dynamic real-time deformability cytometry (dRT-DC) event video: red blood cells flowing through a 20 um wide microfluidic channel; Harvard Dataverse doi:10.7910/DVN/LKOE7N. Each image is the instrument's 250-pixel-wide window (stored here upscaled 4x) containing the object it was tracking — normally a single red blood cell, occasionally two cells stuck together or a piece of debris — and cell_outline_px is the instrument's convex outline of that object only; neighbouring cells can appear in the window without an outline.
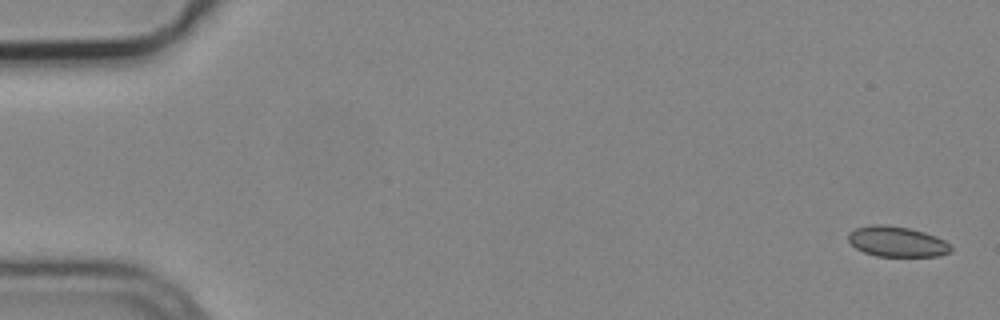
{"species": "common noctule bat (a hibernating species)", "species_latin": "Nyctalus noctula", "temperature_condition": "cold", "stored_images_in_passage": 5, "camera_frame_rate_fps": 3000, "um_per_image_px": 0.085, "animal": {"sex": "male", "body_mass_g": 19.2, "forearm_length_mm": 51.8}, "frame": {"image": 1, "passage_image": 1, "time_ms": 0.0, "image_size_px": [1000, 320], "cell_outline_px": [[952, 252], [940, 256], [876, 256], [864, 252], [856, 248], [848, 240], [848, 232], [856, 228], [872, 224], [888, 224], [908, 228], [924, 232], [936, 236], [944, 240], [952, 248]], "centroid_in_image_um": [76.24, 20.53], "position_along_channel_um": 8.8, "area_um2": 18.26}}
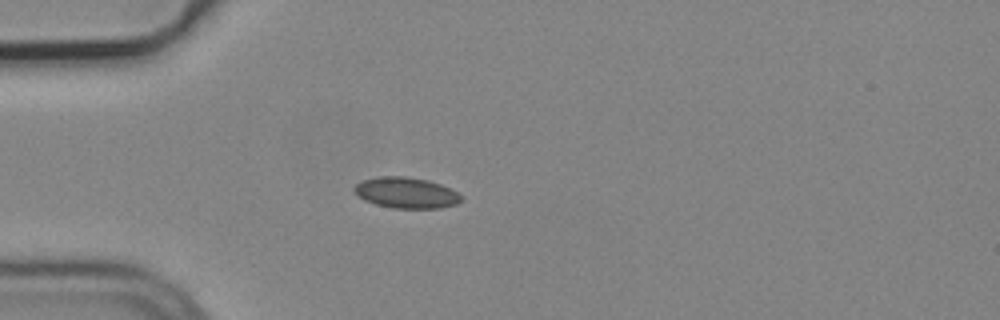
{"frame": {"image": 2, "passage_image": 5, "time_ms": 1.333, "image_size_px": [1000, 320], "cell_outline_px": [[460, 200], [456, 204], [440, 208], [392, 208], [376, 204], [364, 200], [352, 188], [356, 184], [364, 180], [380, 176], [404, 176], [428, 180], [440, 184], [456, 192], [460, 196]], "centroid_in_image_um": [34.5, 16.38], "position_along_channel_um": 50.5, "area_um2": 18.96}}